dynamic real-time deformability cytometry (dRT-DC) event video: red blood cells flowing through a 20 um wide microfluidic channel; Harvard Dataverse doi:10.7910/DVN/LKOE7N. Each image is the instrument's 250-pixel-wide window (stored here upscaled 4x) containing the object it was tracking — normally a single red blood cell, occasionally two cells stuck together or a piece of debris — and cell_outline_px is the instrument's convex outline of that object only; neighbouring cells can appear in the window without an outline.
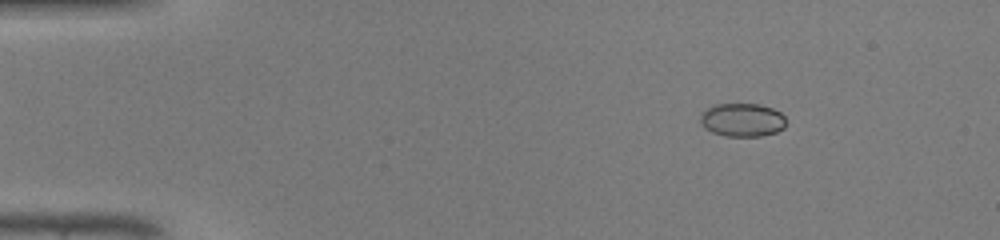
{"species": "common noctule bat (a hibernating species)", "species_latin": "Nyctalus noctula", "temperature_condition": "warm", "stored_images_in_passage": 46, "camera_frame_rate_fps": 3000, "um_per_image_px": 0.085, "animal": {"sex": "male", "body_mass_g": 19.0, "forearm_length_mm": 50.8}, "frame": {"image": 1, "passage_image": 5, "time_ms": 1.333, "image_size_px": [1000, 240], "cell_outline_px": [[784, 128], [776, 132], [760, 136], [724, 136], [712, 132], [704, 128], [700, 124], [700, 112], [712, 104], [760, 104], [772, 108], [780, 112], [784, 116]], "centroid_in_image_um": [63.04, 10.18], "position_along_channel_um": 22.0, "area_um2": 16.88}}
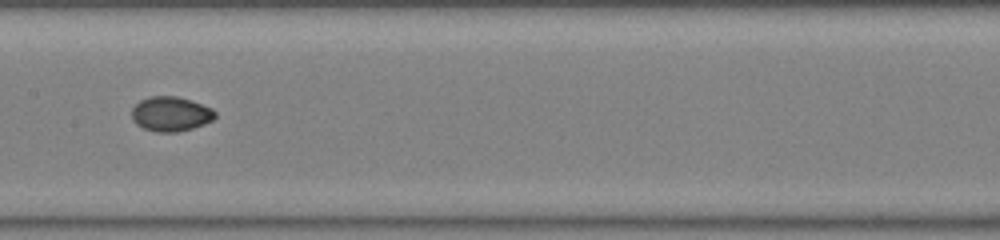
{"frame": {"image": 2, "passage_image": 23, "time_ms": 7.333, "image_size_px": [1000, 240], "cell_outline_px": [[216, 116], [212, 120], [204, 124], [192, 128], [176, 132], [156, 132], [144, 128], [136, 124], [132, 120], [132, 108], [140, 100], [148, 96], [176, 96], [212, 108], [216, 112]], "centroid_in_image_um": [14.49, 9.69], "position_along_channel_um": 192.9, "area_um2": 16.76}}
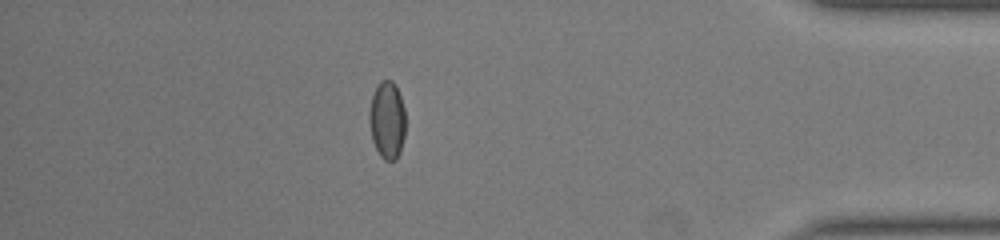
{"frame": {"image": 3, "passage_image": 40, "time_ms": 13.0, "image_size_px": [1000, 240], "cell_outline_px": [[404, 136], [400, 152], [396, 160], [384, 160], [380, 156], [372, 140], [368, 120], [368, 112], [372, 96], [380, 80], [392, 80], [396, 84], [404, 108]], "centroid_in_image_um": [32.89, 10.2], "position_along_channel_um": 402.3, "area_um2": 16.47}}